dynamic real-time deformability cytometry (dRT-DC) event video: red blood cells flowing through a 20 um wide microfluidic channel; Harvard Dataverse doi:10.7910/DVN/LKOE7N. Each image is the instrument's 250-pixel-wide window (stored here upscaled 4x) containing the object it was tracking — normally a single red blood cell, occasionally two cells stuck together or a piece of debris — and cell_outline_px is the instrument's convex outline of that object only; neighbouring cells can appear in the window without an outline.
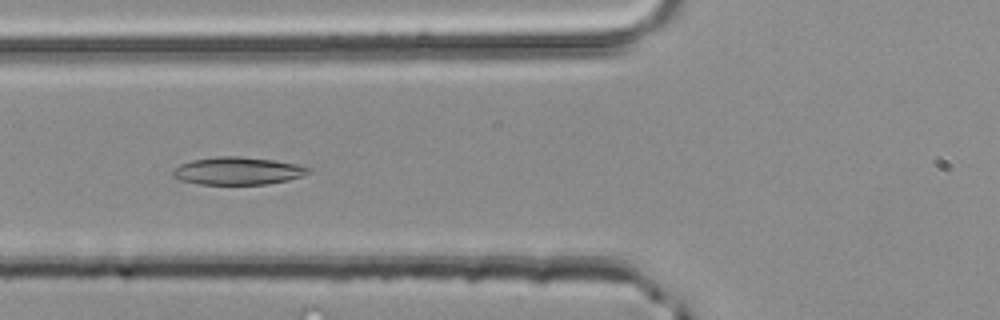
{"species": "common noctule bat (a hibernating species)", "species_latin": "Nyctalus noctula", "temperature_condition": "room temperature", "stored_images_in_passage": 35, "camera_frame_rate_fps": 3000, "um_per_image_px": 0.085, "animal": {"sex": "male", "body_mass_g": 20.4}, "frame": {"image": 1, "passage_image": 4, "time_ms": 1.0, "image_size_px": [1000, 320], "cell_outline_px": [[300, 168], [292, 176], [280, 180], [260, 184], [208, 184], [192, 180], [188, 164], [200, 160], [264, 160], [288, 164]], "centroid_in_image_um": [20.39, 14.59], "position_along_channel_um": 105.4, "area_um2": 16.3}}
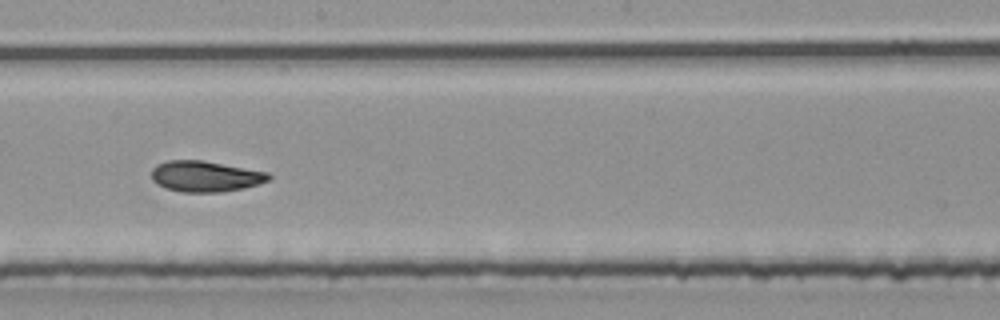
{"frame": {"image": 2, "passage_image": 13, "time_ms": 4.0, "image_size_px": [1000, 320], "cell_outline_px": [[268, 176], [264, 180], [252, 184], [236, 188], [172, 188], [160, 184], [152, 176], [152, 172], [160, 164], [180, 160], [196, 160], [260, 172]], "centroid_in_image_um": [17.35, 14.91], "position_along_channel_um": 230.8, "area_um2": 17.46}}
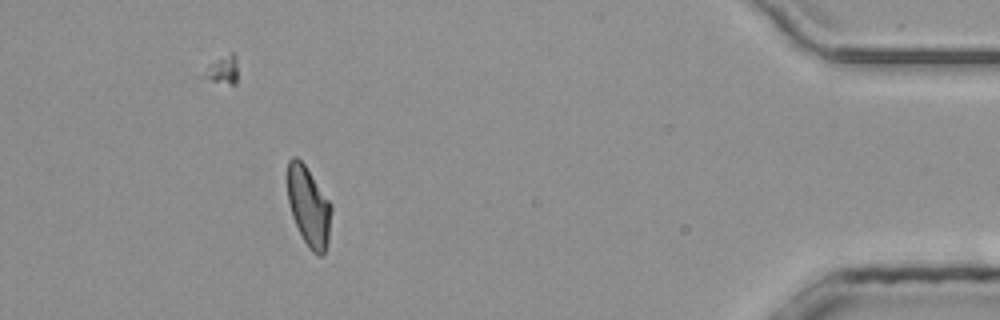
{"frame": {"image": 3, "passage_image": 30, "time_ms": 9.667, "image_size_px": [1000, 320], "cell_outline_px": [[328, 228], [324, 248], [320, 252], [316, 252], [308, 244], [300, 232], [292, 212], [288, 196], [288, 164], [292, 160], [300, 160], [308, 172], [328, 204]], "centroid_in_image_um": [26.16, 17.5], "position_along_channel_um": 409.0, "area_um2": 17.51}}